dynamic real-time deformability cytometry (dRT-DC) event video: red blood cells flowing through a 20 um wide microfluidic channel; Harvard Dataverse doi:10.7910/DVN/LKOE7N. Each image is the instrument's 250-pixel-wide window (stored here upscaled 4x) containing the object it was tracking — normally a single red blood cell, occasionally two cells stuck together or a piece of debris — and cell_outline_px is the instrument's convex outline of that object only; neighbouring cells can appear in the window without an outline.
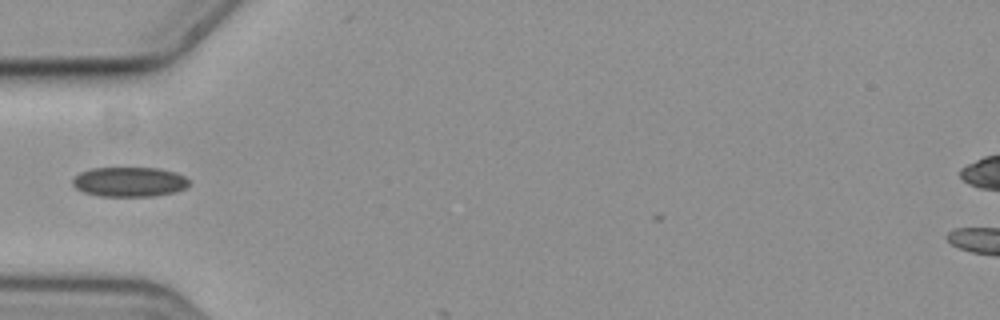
{"species": "common noctule bat (a hibernating species)", "species_latin": "Nyctalus noctula", "temperature_condition": "cold", "stored_images_in_passage": 2, "camera_frame_rate_fps": 3000, "um_per_image_px": 0.085, "animal": {"sex": "female", "body_mass_g": 19.3, "forearm_length_mm": 54.1}, "frame": {"image": 1, "passage_image": 1, "time_ms": 0.0, "image_size_px": [1000, 320], "cell_outline_px": [[188, 184], [184, 188], [176, 192], [152, 196], [100, 196], [84, 192], [76, 188], [72, 184], [72, 180], [80, 172], [92, 168], [160, 168], [176, 172], [184, 176], [188, 180]], "centroid_in_image_um": [10.99, 15.45], "position_along_channel_um": 74.0, "area_um2": 20.11}}